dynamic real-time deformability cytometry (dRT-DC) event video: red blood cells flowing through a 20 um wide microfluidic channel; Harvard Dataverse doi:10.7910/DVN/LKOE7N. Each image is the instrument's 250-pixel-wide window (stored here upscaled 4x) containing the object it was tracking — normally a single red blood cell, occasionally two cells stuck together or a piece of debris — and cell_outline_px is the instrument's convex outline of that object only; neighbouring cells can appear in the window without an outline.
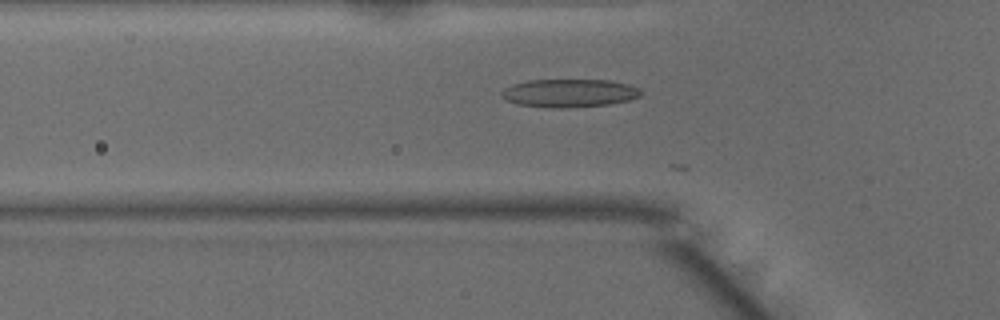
{"species": "common noctule bat (a hibernating species)", "species_latin": "Nyctalus noctula", "temperature_condition": "warm", "stored_images_in_passage": 21, "camera_frame_rate_fps": 3000, "um_per_image_px": 0.085, "animal": {"sex": "male", "body_mass_g": 15.6}, "frame": {"image": 1, "passage_image": 16, "time_ms": 5.0, "image_size_px": [1000, 320], "cell_outline_px": [[644, 92], [640, 96], [628, 100], [608, 104], [568, 108], [544, 108], [516, 104], [504, 100], [500, 96], [500, 92], [504, 88], [512, 84], [528, 80], [608, 80], [628, 84], [640, 88]], "centroid_in_image_um": [48.34, 7.92], "position_along_channel_um": 77.5, "area_um2": 23.24}}
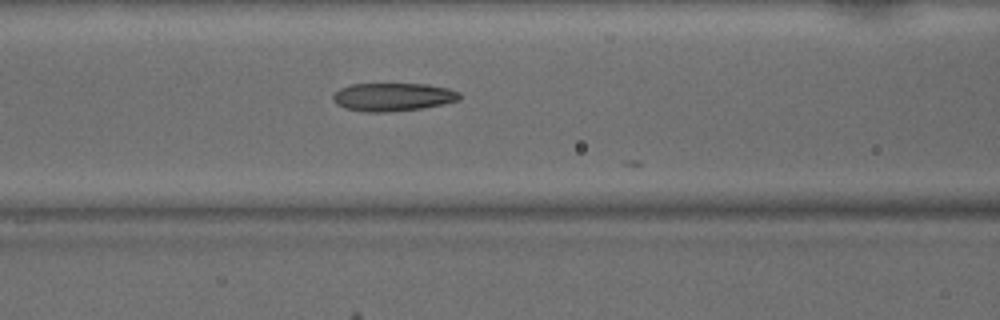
{"frame": {"image": 2, "passage_image": 20, "time_ms": 6.333, "image_size_px": [1000, 320], "cell_outline_px": [[460, 100], [444, 104], [420, 108], [388, 112], [368, 112], [344, 108], [336, 104], [332, 100], [332, 96], [340, 88], [348, 84], [428, 84], [448, 88], [460, 92]], "centroid_in_image_um": [33.39, 8.24], "position_along_channel_um": 133.2, "area_um2": 20.87}}